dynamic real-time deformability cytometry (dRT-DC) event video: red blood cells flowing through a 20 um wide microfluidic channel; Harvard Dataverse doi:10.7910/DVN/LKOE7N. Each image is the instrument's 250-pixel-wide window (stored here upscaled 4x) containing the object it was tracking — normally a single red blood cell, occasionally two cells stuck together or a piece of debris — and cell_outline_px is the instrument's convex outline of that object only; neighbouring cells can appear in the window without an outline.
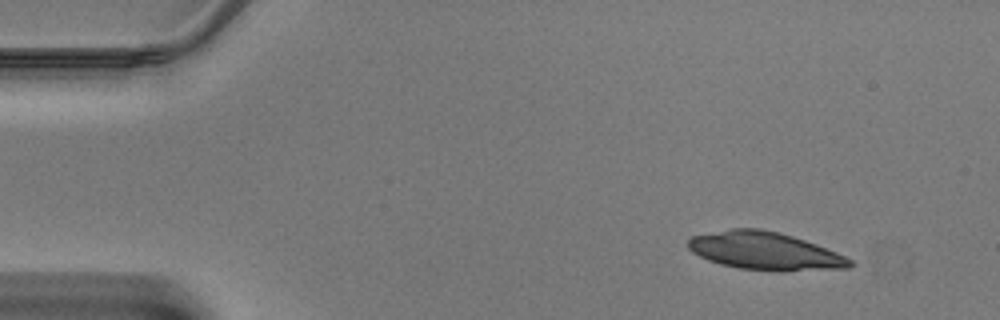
{"species": "Egyptian fruit bat (a non-hibernating species)", "species_latin": "Rousettus aegyptiacus", "temperature_condition": "warm", "stored_images_in_passage": 13, "segment_of_instrument_passage": [1, 2], "camera_frame_rate_fps": 3000, "um_per_image_px": 0.085, "animal": {"sex": "male"}, "frame": {"image": 1, "passage_image": 4, "time_ms": 1.0, "image_size_px": [1000, 320], "cell_outline_px": [[848, 264], [796, 268], [752, 268], [728, 264], [704, 256], [696, 252], [692, 248], [692, 240], [700, 236], [744, 232], [768, 232], [784, 236], [820, 248], [840, 256], [848, 260]], "centroid_in_image_um": [64.91, 21.34], "position_along_channel_um": 20.1, "area_um2": 28.55}}